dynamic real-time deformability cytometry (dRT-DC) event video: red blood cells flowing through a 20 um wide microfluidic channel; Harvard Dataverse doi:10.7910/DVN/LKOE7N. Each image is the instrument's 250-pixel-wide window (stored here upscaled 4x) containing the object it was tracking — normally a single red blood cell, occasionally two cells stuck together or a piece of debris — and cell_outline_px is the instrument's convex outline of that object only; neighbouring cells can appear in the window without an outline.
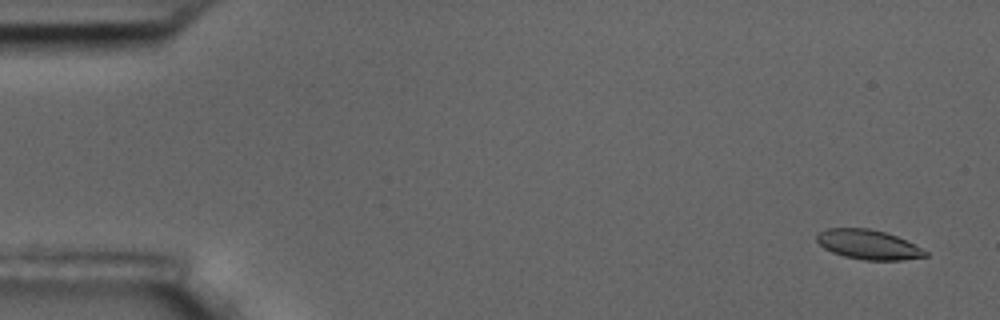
{"species": "common noctule bat (a hibernating species)", "species_latin": "Nyctalus noctula", "temperature_condition": "room temperature", "stored_images_in_passage": 9, "camera_frame_rate_fps": 3000, "um_per_image_px": 0.085, "animal": {"sex": "male", "body_mass_g": 17.5, "forearm_length_mm": 52.3}, "frame": {"image": 1, "passage_image": 1, "time_ms": 0.0, "image_size_px": [1000, 320], "cell_outline_px": [[928, 256], [900, 260], [864, 260], [844, 256], [832, 252], [824, 248], [816, 240], [816, 236], [820, 232], [828, 228], [868, 228], [884, 232], [896, 236], [928, 252]], "centroid_in_image_um": [73.78, 20.79], "position_along_channel_um": 11.2, "area_um2": 18.44}}
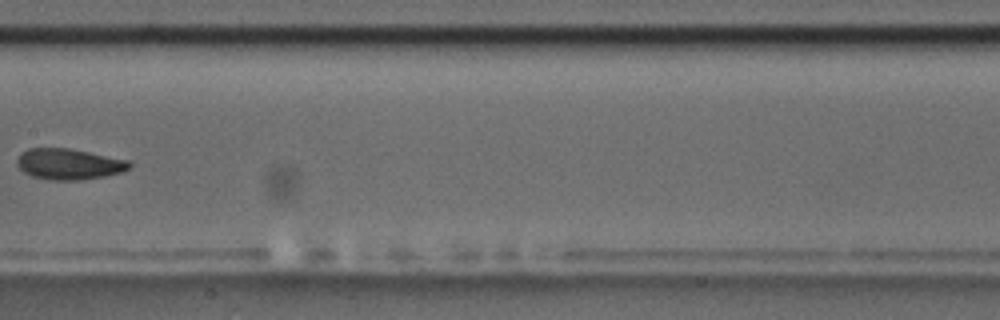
{"frame": {"image": 2, "passage_image": 8, "time_ms": 9.0, "image_size_px": [1000, 320], "cell_outline_px": [[132, 164], [128, 168], [120, 172], [104, 176], [76, 180], [48, 180], [32, 176], [24, 172], [16, 164], [16, 160], [28, 148], [68, 148], [128, 160]], "centroid_in_image_um": [5.83, 13.95], "position_along_channel_um": 201.6, "area_um2": 19.94}}
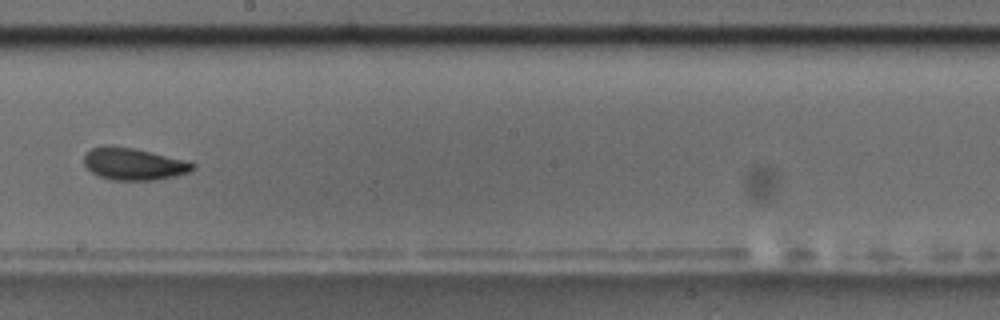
{"frame": {"image": 3, "passage_image": 9, "time_ms": 10.0, "image_size_px": [1000, 320], "cell_outline_px": [[196, 168], [188, 172], [176, 176], [156, 180], [112, 180], [100, 176], [92, 172], [84, 164], [84, 152], [92, 148], [108, 144], [132, 148], [184, 160], [196, 164]], "centroid_in_image_um": [11.34, 13.93], "position_along_channel_um": 236.9, "area_um2": 20.29}}